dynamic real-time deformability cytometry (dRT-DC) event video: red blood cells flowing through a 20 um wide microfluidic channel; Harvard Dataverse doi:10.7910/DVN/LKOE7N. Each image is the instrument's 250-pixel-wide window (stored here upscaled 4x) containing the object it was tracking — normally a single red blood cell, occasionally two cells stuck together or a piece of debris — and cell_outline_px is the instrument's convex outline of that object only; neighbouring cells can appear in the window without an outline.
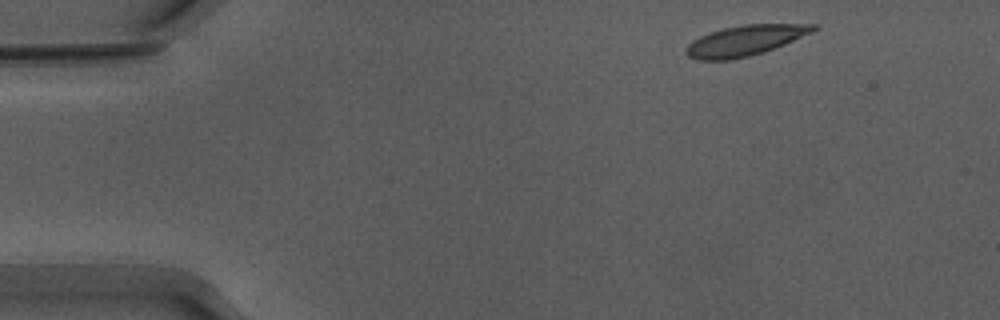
{"species": "Egyptian fruit bat (a non-hibernating species)", "species_latin": "Rousettus aegyptiacus", "temperature_condition": "warm", "stored_images_in_passage": 47, "camera_frame_rate_fps": 3000, "um_per_image_px": 0.085, "animal": {"sex": "male"}, "frame": {"image": 1, "passage_image": 1, "time_ms": 0.0, "image_size_px": [1000, 320], "cell_outline_px": [[816, 28], [812, 32], [784, 44], [764, 52], [748, 56], [728, 60], [696, 60], [688, 56], [684, 52], [688, 44], [692, 40], [700, 36], [724, 28], [744, 24], [816, 24]], "centroid_in_image_um": [63.29, 3.45], "position_along_channel_um": 21.7, "area_um2": 22.31}}
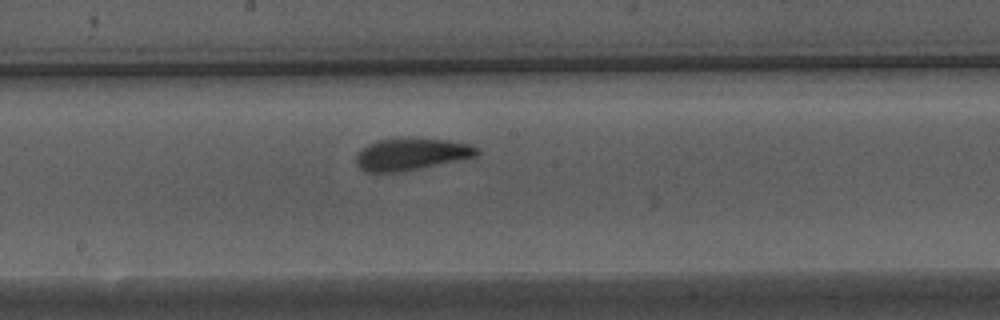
{"frame": {"image": 2, "passage_image": 23, "time_ms": 7.333, "image_size_px": [1000, 320], "cell_outline_px": [[480, 152], [476, 156], [460, 160], [396, 172], [364, 172], [356, 164], [356, 156], [368, 144], [376, 140], [408, 136], [448, 140], [468, 144], [480, 148]], "centroid_in_image_um": [34.97, 13.07], "position_along_channel_um": 213.2, "area_um2": 22.77}}
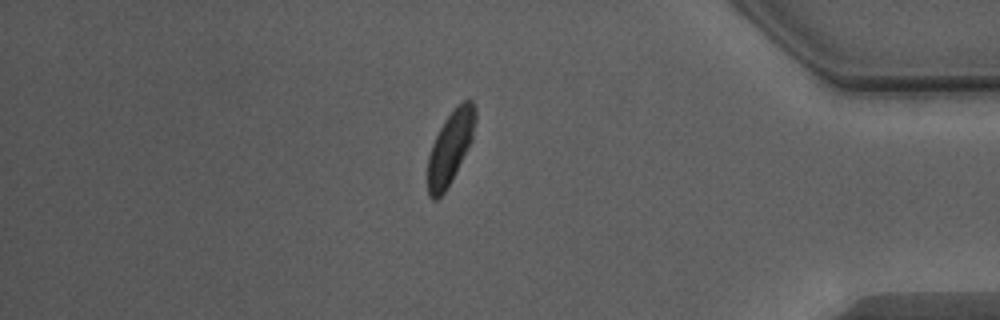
{"frame": {"image": 3, "passage_image": 40, "time_ms": 13.0, "image_size_px": [1000, 320], "cell_outline_px": [[476, 120], [472, 140], [468, 148], [444, 192], [436, 200], [432, 200], [428, 196], [428, 156], [432, 144], [444, 120], [456, 104], [464, 100], [472, 100], [476, 108]], "centroid_in_image_um": [38.28, 12.48], "position_along_channel_um": 396.9, "area_um2": 20.06}}